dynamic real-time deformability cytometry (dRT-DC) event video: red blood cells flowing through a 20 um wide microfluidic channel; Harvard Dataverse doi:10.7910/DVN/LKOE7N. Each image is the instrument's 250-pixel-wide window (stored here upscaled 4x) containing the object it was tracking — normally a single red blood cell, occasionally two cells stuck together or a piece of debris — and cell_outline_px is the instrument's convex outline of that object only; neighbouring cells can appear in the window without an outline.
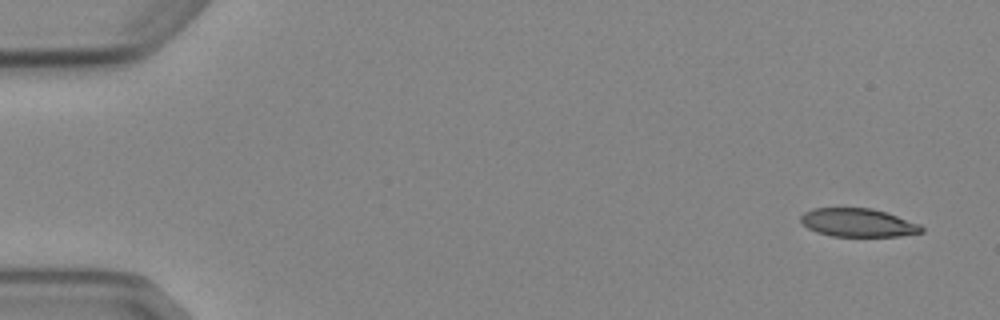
{"species": "Egyptian fruit bat (a non-hibernating species)", "species_latin": "Rousettus aegyptiacus", "temperature_condition": "cold", "stored_images_in_passage": 6, "camera_frame_rate_fps": 3000, "um_per_image_px": 0.085, "animal": {"sex": "female"}, "frame": {"image": 1, "passage_image": 1, "time_ms": 0.0, "image_size_px": [1000, 320], "cell_outline_px": [[924, 232], [900, 236], [832, 236], [816, 232], [808, 228], [800, 220], [800, 216], [804, 212], [812, 208], [872, 208], [920, 224], [924, 228]], "centroid_in_image_um": [72.92, 18.93], "position_along_channel_um": 12.1, "area_um2": 19.88}}
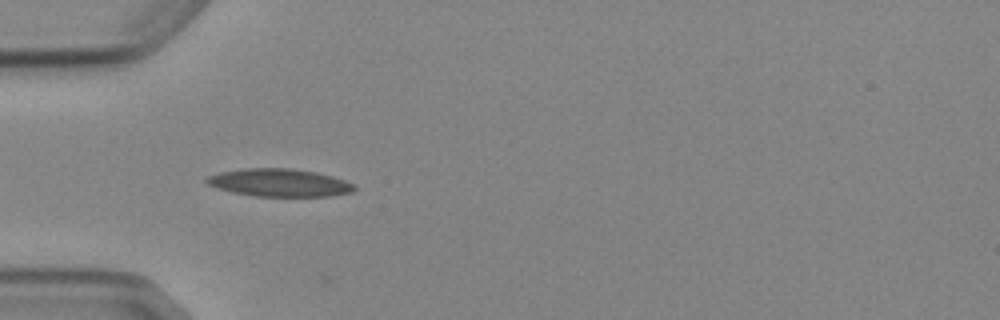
{"frame": {"image": 2, "passage_image": 5, "time_ms": 4.667, "image_size_px": [1000, 320], "cell_outline_px": [[356, 188], [352, 192], [332, 196], [256, 196], [232, 192], [216, 188], [208, 184], [204, 180], [208, 176], [220, 172], [244, 168], [292, 168], [316, 172], [332, 176], [356, 184]], "centroid_in_image_um": [23.76, 15.52], "position_along_channel_um": 61.2, "area_um2": 23.99}}
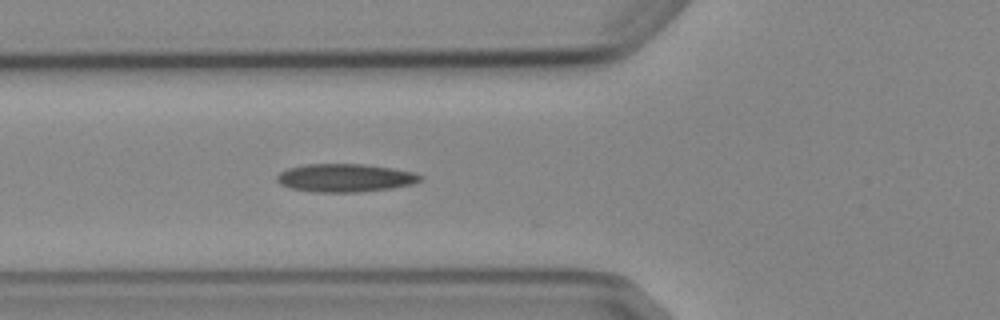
{"frame": {"image": 3, "passage_image": 6, "time_ms": 5.667, "image_size_px": [1000, 320], "cell_outline_px": [[424, 176], [420, 180], [412, 184], [392, 188], [360, 192], [312, 192], [292, 188], [280, 184], [276, 180], [276, 176], [280, 172], [288, 168], [304, 164], [364, 164], [392, 168], [412, 172]], "centroid_in_image_um": [29.32, 15.12], "position_along_channel_um": 96.5, "area_um2": 23.52}}